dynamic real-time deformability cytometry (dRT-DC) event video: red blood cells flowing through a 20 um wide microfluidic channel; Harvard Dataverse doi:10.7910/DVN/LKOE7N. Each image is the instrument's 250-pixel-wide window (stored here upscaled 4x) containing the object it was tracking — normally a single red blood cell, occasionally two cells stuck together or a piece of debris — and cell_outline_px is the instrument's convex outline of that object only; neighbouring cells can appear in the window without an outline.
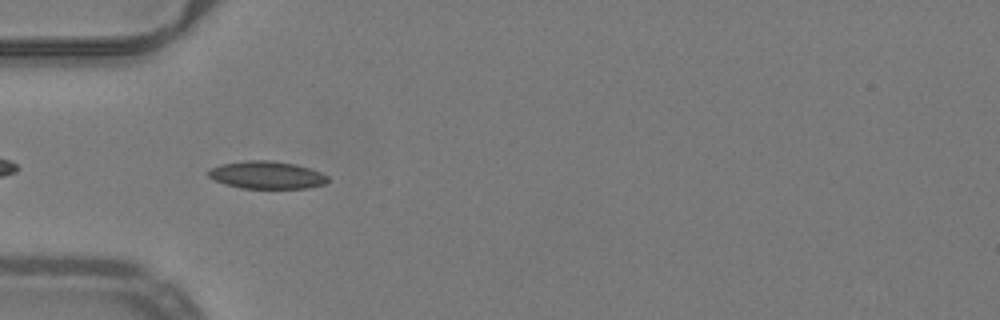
{"species": "common noctule bat (a hibernating species)", "species_latin": "Nyctalus noctula", "temperature_condition": "warm", "stored_images_in_passage": 38, "camera_frame_rate_fps": 3000, "um_per_image_px": 0.085, "animal": {"sex": "male", "body_mass_g": 19.2, "forearm_length_mm": 51.8}, "frame": {"image": 1, "passage_image": 3, "time_ms": 0.667, "image_size_px": [1000, 320], "cell_outline_px": [[328, 180], [324, 184], [308, 188], [240, 188], [224, 184], [208, 176], [208, 168], [220, 164], [248, 160], [272, 160], [296, 164], [320, 172], [328, 176]], "centroid_in_image_um": [22.65, 14.87], "position_along_channel_um": 62.4, "area_um2": 19.25}}
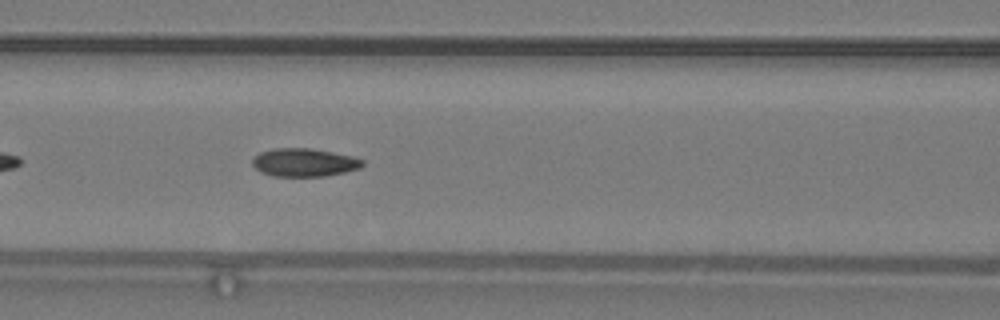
{"frame": {"image": 2, "passage_image": 9, "time_ms": 2.667, "image_size_px": [1000, 320], "cell_outline_px": [[364, 164], [360, 168], [344, 172], [324, 176], [272, 176], [260, 172], [252, 164], [252, 160], [260, 152], [272, 148], [312, 148], [352, 156], [364, 160]], "centroid_in_image_um": [25.85, 13.8], "position_along_channel_um": 140.8, "area_um2": 18.09}}
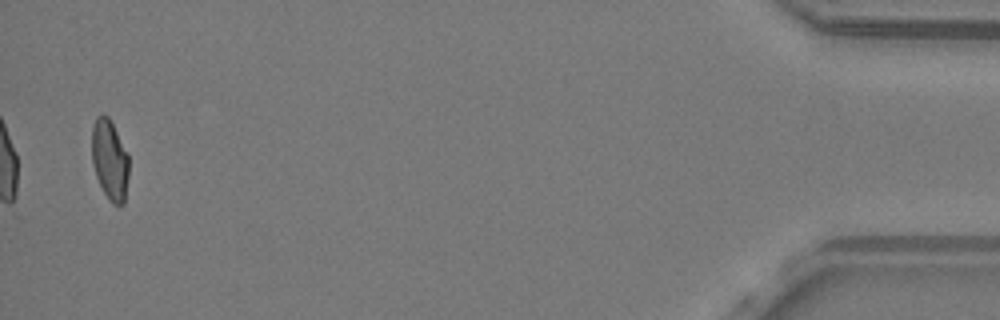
{"frame": {"image": 3, "passage_image": 37, "time_ms": 12.0, "image_size_px": [1000, 320], "cell_outline_px": [[128, 176], [124, 204], [112, 204], [108, 200], [96, 176], [92, 164], [92, 128], [96, 116], [108, 116], [128, 152]], "centroid_in_image_um": [9.33, 13.6], "position_along_channel_um": 425.9, "area_um2": 17.28}, "authors_computed_cell_mechanics": {"area_um2": 18.0914, "velocity_mm_per_s": 4.0078, "shape_relaxation_time_tau1_ms": null, "shape_relaxation_time_tau2_ms": 1.4426, "deformation_change_tau1": null, "deformation_change_tau2": 0.0501}}